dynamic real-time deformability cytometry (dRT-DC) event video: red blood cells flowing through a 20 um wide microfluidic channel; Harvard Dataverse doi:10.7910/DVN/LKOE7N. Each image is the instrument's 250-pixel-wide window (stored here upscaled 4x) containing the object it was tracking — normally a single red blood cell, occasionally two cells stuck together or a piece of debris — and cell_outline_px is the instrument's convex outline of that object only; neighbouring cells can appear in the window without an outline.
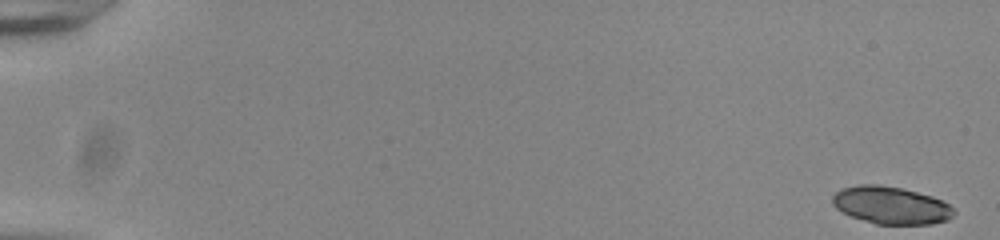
{"species": "common noctule bat (a hibernating species)", "species_latin": "Nyctalus noctula", "temperature_condition": "room temperature", "stored_images_in_passage": 13, "camera_frame_rate_fps": 3000, "um_per_image_px": 0.085, "animal": {"sex": "male", "body_mass_g": 20.0, "forearm_length_mm": 53.3}, "frame": {"image": 1, "passage_image": 1, "time_ms": 0.0, "image_size_px": [1000, 240], "cell_outline_px": [[956, 212], [948, 220], [932, 224], [876, 224], [852, 216], [836, 208], [832, 204], [832, 196], [840, 188], [860, 184], [880, 184], [900, 188], [932, 196], [948, 204]], "centroid_in_image_um": [75.72, 17.44], "position_along_channel_um": 9.3, "area_um2": 26.41}}